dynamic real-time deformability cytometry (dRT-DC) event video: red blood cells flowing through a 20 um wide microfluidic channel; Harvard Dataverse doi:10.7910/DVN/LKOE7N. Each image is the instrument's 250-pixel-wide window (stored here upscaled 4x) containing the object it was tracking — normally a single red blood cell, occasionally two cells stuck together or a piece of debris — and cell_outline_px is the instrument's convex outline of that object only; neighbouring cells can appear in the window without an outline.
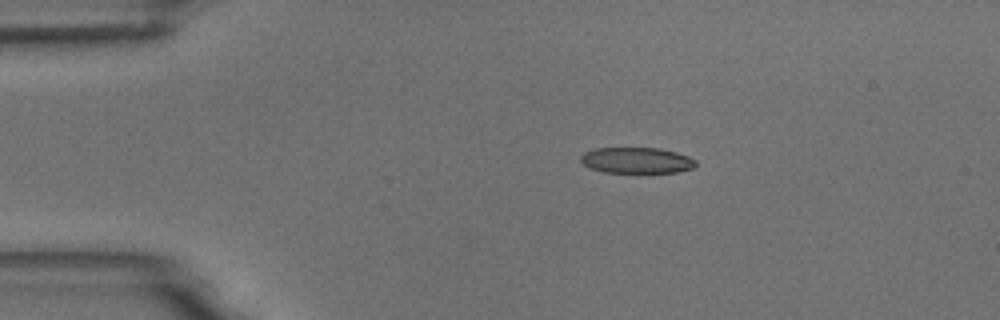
{"species": "common noctule bat (a hibernating species)", "species_latin": "Nyctalus noctula", "temperature_condition": "room temperature", "stored_images_in_passage": 4, "camera_frame_rate_fps": 3000, "um_per_image_px": 0.085, "animal": {"sex": "male", "body_mass_g": 18.8}, "frame": {"image": 1, "passage_image": 3, "time_ms": 2.333, "image_size_px": [1000, 320], "cell_outline_px": [[696, 164], [692, 168], [676, 172], [604, 172], [592, 168], [584, 164], [580, 160], [580, 156], [584, 152], [596, 148], [660, 148], [676, 152], [688, 156], [696, 160]], "centroid_in_image_um": [54.11, 13.62], "position_along_channel_um": 30.9, "area_um2": 17.22}}